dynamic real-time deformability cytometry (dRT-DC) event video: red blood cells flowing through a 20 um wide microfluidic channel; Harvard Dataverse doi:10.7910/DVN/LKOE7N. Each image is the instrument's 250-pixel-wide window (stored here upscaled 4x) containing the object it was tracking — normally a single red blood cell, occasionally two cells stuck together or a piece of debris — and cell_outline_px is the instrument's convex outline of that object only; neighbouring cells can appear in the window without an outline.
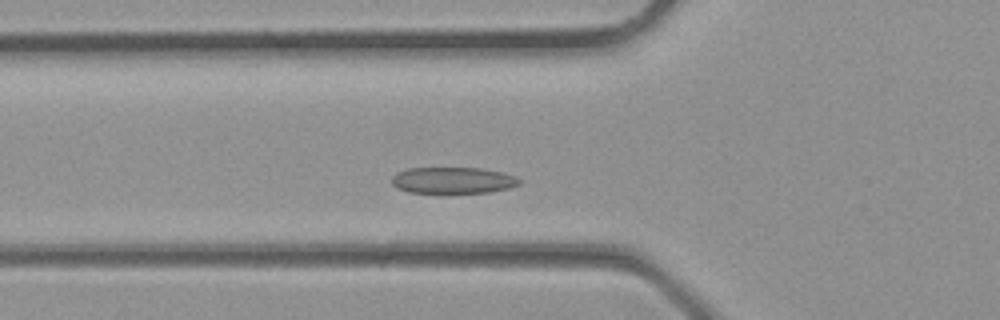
{"species": "common noctule bat (a hibernating species)", "species_latin": "Nyctalus noctula", "temperature_condition": "room temperature", "stored_images_in_passage": 26, "segment_of_instrument_passage": [1, 2], "camera_frame_rate_fps": 3000, "um_per_image_px": 0.085, "animal": {"sex": "male", "body_mass_g": 23.1, "forearm_length_mm": 52.7}, "frame": {"image": 1, "passage_image": 2, "time_ms": 0.333, "image_size_px": [1000, 320], "cell_outline_px": [[520, 184], [508, 188], [488, 192], [408, 192], [396, 188], [392, 184], [392, 176], [396, 172], [408, 168], [480, 168], [500, 172], [516, 176], [520, 180]], "centroid_in_image_um": [38.46, 15.32], "position_along_channel_um": 87.3, "area_um2": 19.42}}
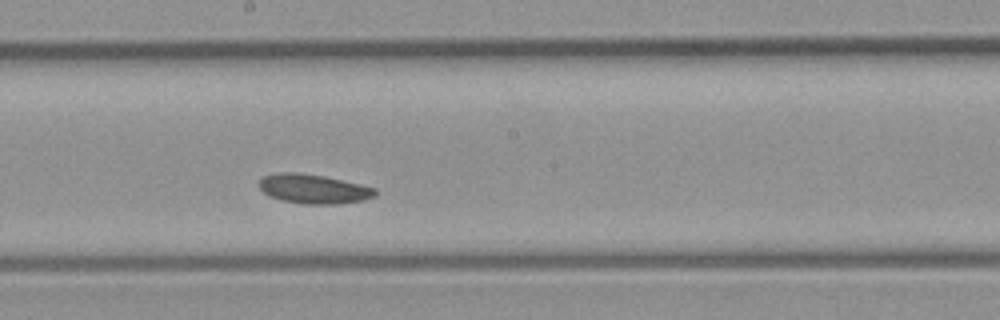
{"frame": {"image": 2, "passage_image": 9, "time_ms": 2.667, "image_size_px": [1000, 320], "cell_outline_px": [[376, 196], [364, 200], [336, 204], [304, 204], [284, 200], [268, 196], [260, 188], [260, 180], [264, 176], [276, 172], [300, 172], [324, 176], [360, 184], [376, 188]], "centroid_in_image_um": [26.66, 16.05], "position_along_channel_um": 221.5, "area_um2": 19.83}}
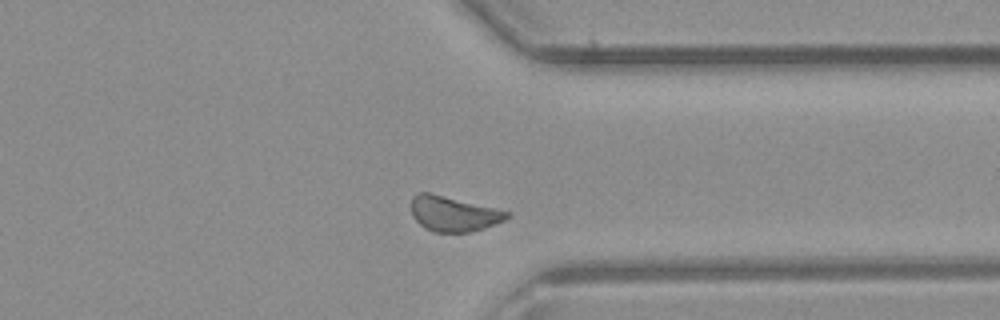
{"frame": {"image": 3, "passage_image": 17, "time_ms": 5.333, "image_size_px": [1000, 320], "cell_outline_px": [[512, 212], [504, 220], [484, 228], [468, 232], [432, 232], [424, 228], [412, 216], [412, 196], [416, 192], [428, 192], [496, 208]], "centroid_in_image_um": [38.52, 18.17], "position_along_channel_um": 372.9, "area_um2": 19.54}}